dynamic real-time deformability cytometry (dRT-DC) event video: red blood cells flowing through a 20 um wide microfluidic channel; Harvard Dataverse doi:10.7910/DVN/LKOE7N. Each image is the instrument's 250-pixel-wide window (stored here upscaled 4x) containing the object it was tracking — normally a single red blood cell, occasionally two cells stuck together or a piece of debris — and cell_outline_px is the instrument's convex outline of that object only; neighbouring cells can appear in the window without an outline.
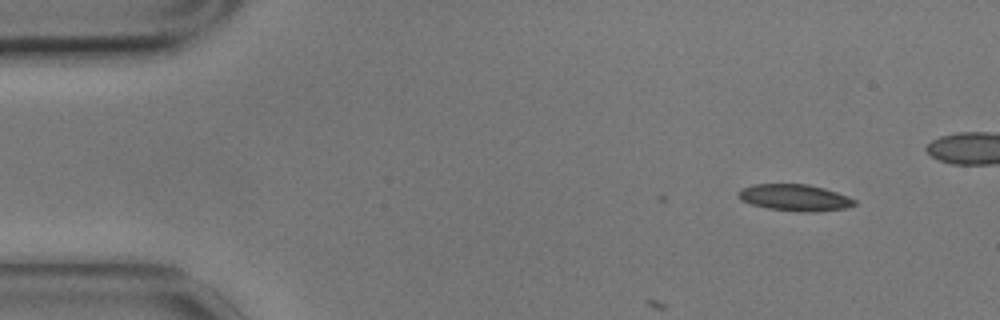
{"species": "common noctule bat (a hibernating species)", "species_latin": "Nyctalus noctula", "temperature_condition": "cold", "stored_images_in_passage": 4, "camera_frame_rate_fps": 3000, "um_per_image_px": 0.085, "animal": {"sex": "male", "body_mass_g": 17.9}, "frame": {"image": 1, "passage_image": 4, "time_ms": 1.0, "image_size_px": [1000, 320], "cell_outline_px": [[856, 204], [844, 208], [812, 212], [804, 212], [768, 208], [752, 204], [740, 200], [736, 196], [736, 192], [752, 184], [808, 184], [824, 188], [848, 196], [856, 200]], "centroid_in_image_um": [67.53, 16.79], "position_along_channel_um": 17.5, "area_um2": 17.92}}